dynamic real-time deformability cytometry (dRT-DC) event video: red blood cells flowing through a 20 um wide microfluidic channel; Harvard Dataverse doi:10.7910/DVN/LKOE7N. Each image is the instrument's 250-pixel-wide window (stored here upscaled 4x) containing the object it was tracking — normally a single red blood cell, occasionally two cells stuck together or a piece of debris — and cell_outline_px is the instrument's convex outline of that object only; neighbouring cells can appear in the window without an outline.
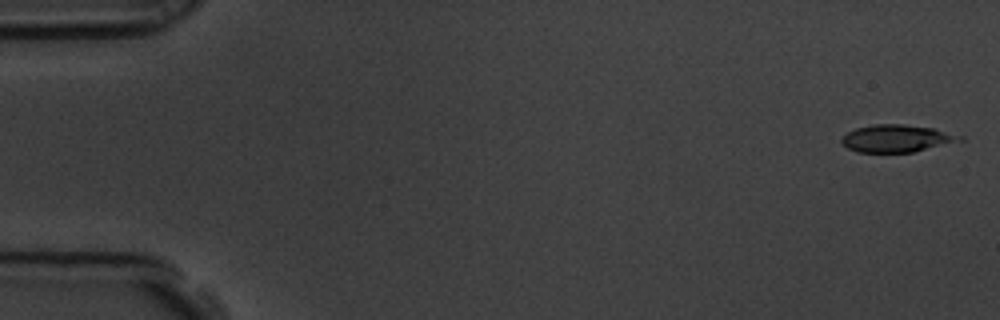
{"species": "common noctule bat (a hibernating species)", "species_latin": "Nyctalus noctula", "temperature_condition": "room temperature", "stored_images_in_passage": 7, "camera_frame_rate_fps": 3000, "um_per_image_px": 0.085, "animal": {"sex": "male", "body_mass_g": 19.5, "forearm_length_mm": 54.6}, "frame": {"image": 1, "passage_image": 1, "time_ms": 0.0, "image_size_px": [1000, 320], "cell_outline_px": [[952, 136], [948, 140], [912, 152], [856, 152], [848, 148], [840, 140], [848, 132], [856, 128], [872, 124], [904, 124], [932, 128]], "centroid_in_image_um": [75.86, 11.75], "position_along_channel_um": 9.1, "area_um2": 17.28}}
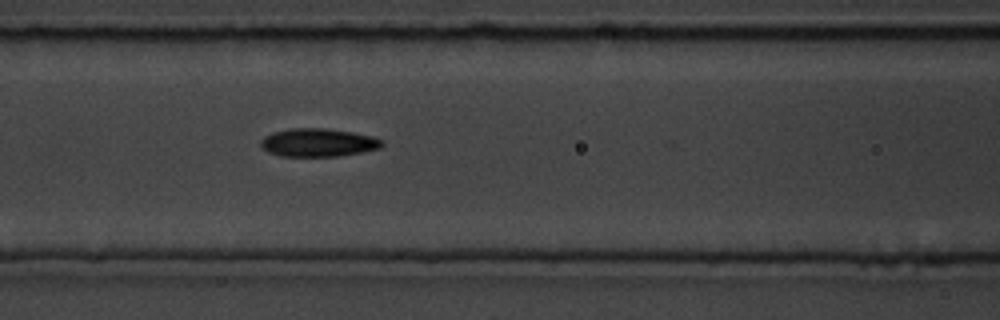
{"frame": {"image": 2, "passage_image": 7, "time_ms": 2.0, "image_size_px": [1000, 320], "cell_outline_px": [[384, 144], [380, 148], [340, 156], [280, 156], [268, 152], [260, 144], [260, 140], [264, 136], [272, 132], [292, 128], [324, 128], [352, 132], [372, 136], [384, 140]], "centroid_in_image_um": [27.04, 12.11], "position_along_channel_um": 139.6, "area_um2": 19.94}}